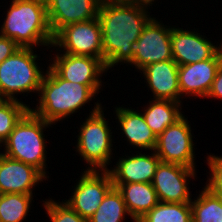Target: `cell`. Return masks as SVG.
Segmentation results:
<instances>
[{"mask_svg": "<svg viewBox=\"0 0 222 222\" xmlns=\"http://www.w3.org/2000/svg\"><path fill=\"white\" fill-rule=\"evenodd\" d=\"M136 0H101V7L106 5L132 4Z\"/></svg>", "mask_w": 222, "mask_h": 222, "instance_id": "4dcf8cb0", "label": "cell"}, {"mask_svg": "<svg viewBox=\"0 0 222 222\" xmlns=\"http://www.w3.org/2000/svg\"><path fill=\"white\" fill-rule=\"evenodd\" d=\"M6 101V99L0 94V106Z\"/></svg>", "mask_w": 222, "mask_h": 222, "instance_id": "836d02e7", "label": "cell"}, {"mask_svg": "<svg viewBox=\"0 0 222 222\" xmlns=\"http://www.w3.org/2000/svg\"><path fill=\"white\" fill-rule=\"evenodd\" d=\"M19 48L11 38L0 35V63L13 55Z\"/></svg>", "mask_w": 222, "mask_h": 222, "instance_id": "f1b7e54d", "label": "cell"}, {"mask_svg": "<svg viewBox=\"0 0 222 222\" xmlns=\"http://www.w3.org/2000/svg\"><path fill=\"white\" fill-rule=\"evenodd\" d=\"M81 174L71 198L64 202L88 220L114 185L108 171L85 170Z\"/></svg>", "mask_w": 222, "mask_h": 222, "instance_id": "30bf717a", "label": "cell"}, {"mask_svg": "<svg viewBox=\"0 0 222 222\" xmlns=\"http://www.w3.org/2000/svg\"><path fill=\"white\" fill-rule=\"evenodd\" d=\"M182 104L170 100H149L147 106L143 108L142 114L156 137L184 116L181 113Z\"/></svg>", "mask_w": 222, "mask_h": 222, "instance_id": "44dd1931", "label": "cell"}, {"mask_svg": "<svg viewBox=\"0 0 222 222\" xmlns=\"http://www.w3.org/2000/svg\"><path fill=\"white\" fill-rule=\"evenodd\" d=\"M190 202L192 222H222V199L205 186Z\"/></svg>", "mask_w": 222, "mask_h": 222, "instance_id": "7402d4cb", "label": "cell"}, {"mask_svg": "<svg viewBox=\"0 0 222 222\" xmlns=\"http://www.w3.org/2000/svg\"><path fill=\"white\" fill-rule=\"evenodd\" d=\"M100 7L101 0H51L46 8L53 35L69 24L97 18Z\"/></svg>", "mask_w": 222, "mask_h": 222, "instance_id": "2e32d148", "label": "cell"}, {"mask_svg": "<svg viewBox=\"0 0 222 222\" xmlns=\"http://www.w3.org/2000/svg\"><path fill=\"white\" fill-rule=\"evenodd\" d=\"M206 159L211 174L205 187L222 199V156L209 154Z\"/></svg>", "mask_w": 222, "mask_h": 222, "instance_id": "83f0119b", "label": "cell"}, {"mask_svg": "<svg viewBox=\"0 0 222 222\" xmlns=\"http://www.w3.org/2000/svg\"><path fill=\"white\" fill-rule=\"evenodd\" d=\"M33 195L0 194V222H23L29 213Z\"/></svg>", "mask_w": 222, "mask_h": 222, "instance_id": "d4e9b609", "label": "cell"}, {"mask_svg": "<svg viewBox=\"0 0 222 222\" xmlns=\"http://www.w3.org/2000/svg\"><path fill=\"white\" fill-rule=\"evenodd\" d=\"M57 53V54H56ZM49 66L64 80L83 85H102L105 64L91 56L71 55L56 51Z\"/></svg>", "mask_w": 222, "mask_h": 222, "instance_id": "7c38bea8", "label": "cell"}, {"mask_svg": "<svg viewBox=\"0 0 222 222\" xmlns=\"http://www.w3.org/2000/svg\"><path fill=\"white\" fill-rule=\"evenodd\" d=\"M10 4L0 35L11 38L21 48L52 47L54 35L46 5L36 0H11Z\"/></svg>", "mask_w": 222, "mask_h": 222, "instance_id": "3957f363", "label": "cell"}, {"mask_svg": "<svg viewBox=\"0 0 222 222\" xmlns=\"http://www.w3.org/2000/svg\"><path fill=\"white\" fill-rule=\"evenodd\" d=\"M179 65L172 60L160 61L145 66L143 73L146 85L152 92V99L181 102V92L178 85Z\"/></svg>", "mask_w": 222, "mask_h": 222, "instance_id": "ac0fdd59", "label": "cell"}, {"mask_svg": "<svg viewBox=\"0 0 222 222\" xmlns=\"http://www.w3.org/2000/svg\"><path fill=\"white\" fill-rule=\"evenodd\" d=\"M46 214L50 222H88V220L81 217L65 202H56L52 199L43 201Z\"/></svg>", "mask_w": 222, "mask_h": 222, "instance_id": "4316f807", "label": "cell"}, {"mask_svg": "<svg viewBox=\"0 0 222 222\" xmlns=\"http://www.w3.org/2000/svg\"><path fill=\"white\" fill-rule=\"evenodd\" d=\"M131 108L120 107V105L115 107L114 112L121 128L118 130H122V137H126L125 140L130 146L152 152L155 150L157 137L147 125L142 111L138 112L135 108Z\"/></svg>", "mask_w": 222, "mask_h": 222, "instance_id": "d6986e66", "label": "cell"}, {"mask_svg": "<svg viewBox=\"0 0 222 222\" xmlns=\"http://www.w3.org/2000/svg\"><path fill=\"white\" fill-rule=\"evenodd\" d=\"M94 109L81 124L77 135L76 152L85 160L88 167L85 170L107 171L112 163L113 136L108 120L105 119L102 104L98 101ZM111 162V163H110Z\"/></svg>", "mask_w": 222, "mask_h": 222, "instance_id": "5b68a950", "label": "cell"}, {"mask_svg": "<svg viewBox=\"0 0 222 222\" xmlns=\"http://www.w3.org/2000/svg\"><path fill=\"white\" fill-rule=\"evenodd\" d=\"M34 48H19L0 63V94L6 100H19L15 95L39 93L45 73L38 65ZM37 60V61H36Z\"/></svg>", "mask_w": 222, "mask_h": 222, "instance_id": "8992f818", "label": "cell"}, {"mask_svg": "<svg viewBox=\"0 0 222 222\" xmlns=\"http://www.w3.org/2000/svg\"><path fill=\"white\" fill-rule=\"evenodd\" d=\"M205 35L172 26L171 49L173 60L179 65L192 64L211 59L221 48L214 45Z\"/></svg>", "mask_w": 222, "mask_h": 222, "instance_id": "4fadbf2b", "label": "cell"}, {"mask_svg": "<svg viewBox=\"0 0 222 222\" xmlns=\"http://www.w3.org/2000/svg\"><path fill=\"white\" fill-rule=\"evenodd\" d=\"M47 178L36 168L0 152V194L33 195L35 185Z\"/></svg>", "mask_w": 222, "mask_h": 222, "instance_id": "9a60e30c", "label": "cell"}, {"mask_svg": "<svg viewBox=\"0 0 222 222\" xmlns=\"http://www.w3.org/2000/svg\"><path fill=\"white\" fill-rule=\"evenodd\" d=\"M51 123L33 114L30 110L15 125L9 137L1 144L2 154L38 169L46 178V143L44 131Z\"/></svg>", "mask_w": 222, "mask_h": 222, "instance_id": "277c9868", "label": "cell"}, {"mask_svg": "<svg viewBox=\"0 0 222 222\" xmlns=\"http://www.w3.org/2000/svg\"><path fill=\"white\" fill-rule=\"evenodd\" d=\"M222 63V48L205 61L179 66L178 85L181 98H206L211 90L218 68Z\"/></svg>", "mask_w": 222, "mask_h": 222, "instance_id": "5bb4252c", "label": "cell"}, {"mask_svg": "<svg viewBox=\"0 0 222 222\" xmlns=\"http://www.w3.org/2000/svg\"><path fill=\"white\" fill-rule=\"evenodd\" d=\"M160 22L156 17H153L134 44V55L129 64L135 66L139 71L147 65L173 59L172 26L168 28L167 25Z\"/></svg>", "mask_w": 222, "mask_h": 222, "instance_id": "ba28073f", "label": "cell"}, {"mask_svg": "<svg viewBox=\"0 0 222 222\" xmlns=\"http://www.w3.org/2000/svg\"><path fill=\"white\" fill-rule=\"evenodd\" d=\"M208 98H214L222 100V63L217 70L215 79L213 81L210 92L207 95Z\"/></svg>", "mask_w": 222, "mask_h": 222, "instance_id": "f546056e", "label": "cell"}, {"mask_svg": "<svg viewBox=\"0 0 222 222\" xmlns=\"http://www.w3.org/2000/svg\"><path fill=\"white\" fill-rule=\"evenodd\" d=\"M148 8L150 9V5L138 2L99 8L103 63L107 71L120 63L129 65L132 61L134 44L144 27L153 18Z\"/></svg>", "mask_w": 222, "mask_h": 222, "instance_id": "6da1fadb", "label": "cell"}, {"mask_svg": "<svg viewBox=\"0 0 222 222\" xmlns=\"http://www.w3.org/2000/svg\"><path fill=\"white\" fill-rule=\"evenodd\" d=\"M53 46L63 53L91 56L103 62L102 28L98 17L61 28L54 35Z\"/></svg>", "mask_w": 222, "mask_h": 222, "instance_id": "52a82bcc", "label": "cell"}, {"mask_svg": "<svg viewBox=\"0 0 222 222\" xmlns=\"http://www.w3.org/2000/svg\"><path fill=\"white\" fill-rule=\"evenodd\" d=\"M137 222H192L190 202H159Z\"/></svg>", "mask_w": 222, "mask_h": 222, "instance_id": "603a6c76", "label": "cell"}, {"mask_svg": "<svg viewBox=\"0 0 222 222\" xmlns=\"http://www.w3.org/2000/svg\"><path fill=\"white\" fill-rule=\"evenodd\" d=\"M142 151L136 155L119 157L115 167L107 171L110 173L112 183H152L160 158L153 150V153Z\"/></svg>", "mask_w": 222, "mask_h": 222, "instance_id": "e0dca14e", "label": "cell"}, {"mask_svg": "<svg viewBox=\"0 0 222 222\" xmlns=\"http://www.w3.org/2000/svg\"><path fill=\"white\" fill-rule=\"evenodd\" d=\"M154 1H156V0H136V2H138V3H144V4H147V5H150V6L153 5L152 2H154Z\"/></svg>", "mask_w": 222, "mask_h": 222, "instance_id": "1f68e13d", "label": "cell"}, {"mask_svg": "<svg viewBox=\"0 0 222 222\" xmlns=\"http://www.w3.org/2000/svg\"><path fill=\"white\" fill-rule=\"evenodd\" d=\"M37 96L38 104L30 111L46 122L59 121L80 111L101 92L102 85H83L62 79L49 65Z\"/></svg>", "mask_w": 222, "mask_h": 222, "instance_id": "7a4b0ae2", "label": "cell"}, {"mask_svg": "<svg viewBox=\"0 0 222 222\" xmlns=\"http://www.w3.org/2000/svg\"><path fill=\"white\" fill-rule=\"evenodd\" d=\"M121 193L130 218L137 222L160 201L152 183H113Z\"/></svg>", "mask_w": 222, "mask_h": 222, "instance_id": "ffe728a7", "label": "cell"}, {"mask_svg": "<svg viewBox=\"0 0 222 222\" xmlns=\"http://www.w3.org/2000/svg\"><path fill=\"white\" fill-rule=\"evenodd\" d=\"M189 122L183 116L157 137L154 151L162 162L181 164L196 169L195 143H193V133H191Z\"/></svg>", "mask_w": 222, "mask_h": 222, "instance_id": "9c48e42d", "label": "cell"}, {"mask_svg": "<svg viewBox=\"0 0 222 222\" xmlns=\"http://www.w3.org/2000/svg\"><path fill=\"white\" fill-rule=\"evenodd\" d=\"M36 1L39 2V3H42L46 6L51 2V0H36Z\"/></svg>", "mask_w": 222, "mask_h": 222, "instance_id": "d6a6232c", "label": "cell"}, {"mask_svg": "<svg viewBox=\"0 0 222 222\" xmlns=\"http://www.w3.org/2000/svg\"><path fill=\"white\" fill-rule=\"evenodd\" d=\"M196 172V169L181 164L160 161L152 181L159 201L165 203L191 202L192 196L188 184L190 185L191 178L195 180Z\"/></svg>", "mask_w": 222, "mask_h": 222, "instance_id": "8fae6325", "label": "cell"}, {"mask_svg": "<svg viewBox=\"0 0 222 222\" xmlns=\"http://www.w3.org/2000/svg\"><path fill=\"white\" fill-rule=\"evenodd\" d=\"M29 110L30 105L17 100H6L0 106V146Z\"/></svg>", "mask_w": 222, "mask_h": 222, "instance_id": "484cf974", "label": "cell"}, {"mask_svg": "<svg viewBox=\"0 0 222 222\" xmlns=\"http://www.w3.org/2000/svg\"><path fill=\"white\" fill-rule=\"evenodd\" d=\"M126 215L130 216L122 195L113 187L88 222H123Z\"/></svg>", "mask_w": 222, "mask_h": 222, "instance_id": "cb8c5ba5", "label": "cell"}]
</instances>
